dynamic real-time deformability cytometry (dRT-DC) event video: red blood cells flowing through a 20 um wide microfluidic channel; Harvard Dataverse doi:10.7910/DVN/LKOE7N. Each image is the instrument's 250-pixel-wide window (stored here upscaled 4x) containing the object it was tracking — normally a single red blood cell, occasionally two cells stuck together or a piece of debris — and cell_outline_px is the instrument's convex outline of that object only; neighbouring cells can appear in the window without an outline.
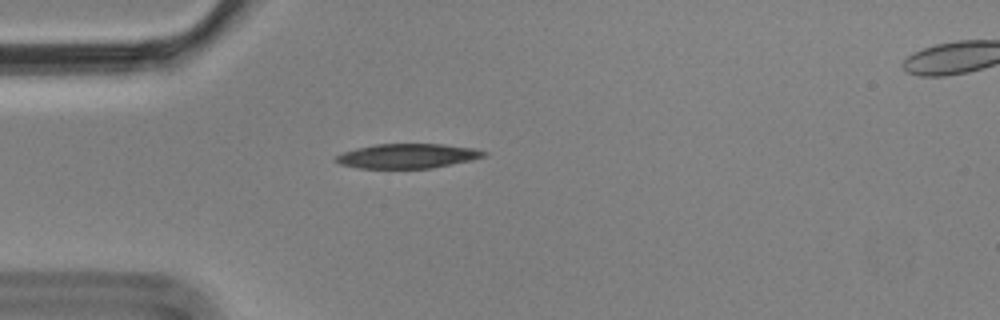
{"species": "Egyptian fruit bat (a non-hibernating species)", "species_latin": "Rousettus aegyptiacus", "temperature_condition": "cold", "stored_images_in_passage": 3, "camera_frame_rate_fps": 3000, "um_per_image_px": 0.085, "animal": {"sex": "male"}, "frame": {"image": 1, "passage_image": 2, "time_ms": 0.333, "image_size_px": [1000, 320], "cell_outline_px": [[488, 152], [484, 156], [472, 160], [432, 168], [356, 168], [340, 164], [332, 160], [336, 156], [344, 152], [356, 148], [376, 144], [444, 144], [472, 148]], "centroid_in_image_um": [34.61, 13.26], "position_along_channel_um": 50.4, "area_um2": 21.15}}